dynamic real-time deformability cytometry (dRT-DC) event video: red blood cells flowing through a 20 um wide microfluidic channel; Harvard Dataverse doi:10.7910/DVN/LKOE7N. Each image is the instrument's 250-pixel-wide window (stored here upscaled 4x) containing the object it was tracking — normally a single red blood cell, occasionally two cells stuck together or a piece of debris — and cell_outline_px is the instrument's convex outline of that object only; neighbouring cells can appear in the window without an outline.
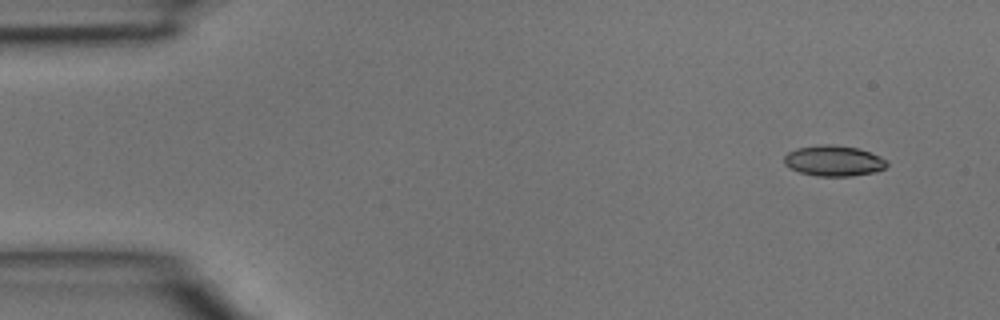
{"species": "common noctule bat (a hibernating species)", "species_latin": "Nyctalus noctula", "temperature_condition": "room temperature", "stored_images_in_passage": 4, "camera_frame_rate_fps": 3000, "um_per_image_px": 0.085, "animal": {"sex": "male", "body_mass_g": 15.6}, "frame": {"image": 1, "passage_image": 1, "time_ms": 0.0, "image_size_px": [1000, 320], "cell_outline_px": [[888, 164], [884, 168], [876, 172], [852, 176], [816, 176], [800, 172], [788, 168], [784, 164], [784, 156], [788, 152], [796, 148], [816, 144], [832, 144], [860, 148], [880, 156], [888, 160]], "centroid_in_image_um": [70.86, 13.66], "position_along_channel_um": 14.1, "area_um2": 18.73}}